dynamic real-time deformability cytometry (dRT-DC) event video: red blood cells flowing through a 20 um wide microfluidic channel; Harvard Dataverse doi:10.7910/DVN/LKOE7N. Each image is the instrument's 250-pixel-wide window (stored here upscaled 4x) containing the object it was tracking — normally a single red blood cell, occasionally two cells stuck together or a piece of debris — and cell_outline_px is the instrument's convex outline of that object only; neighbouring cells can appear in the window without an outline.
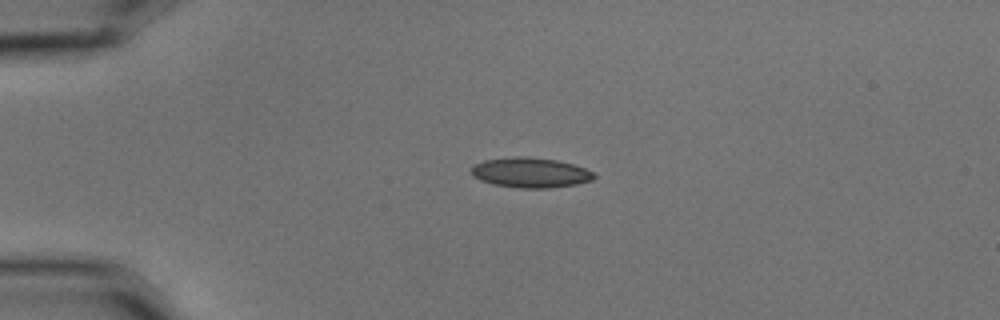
{"species": "common noctule bat (a hibernating species)", "species_latin": "Nyctalus noctula", "temperature_condition": "cold", "stored_images_in_passage": 2, "camera_frame_rate_fps": 3000, "um_per_image_px": 0.085, "animal": {"sex": "male", "body_mass_g": 15.6}, "frame": {"image": 1, "passage_image": 1, "time_ms": 0.0, "image_size_px": [1000, 320], "cell_outline_px": [[596, 176], [592, 180], [576, 184], [548, 188], [520, 188], [492, 184], [480, 180], [472, 176], [472, 168], [476, 164], [484, 160], [516, 156], [524, 156], [556, 160], [572, 164], [584, 168], [592, 172]], "centroid_in_image_um": [45.07, 14.67], "position_along_channel_um": 39.9, "area_um2": 21.33}}